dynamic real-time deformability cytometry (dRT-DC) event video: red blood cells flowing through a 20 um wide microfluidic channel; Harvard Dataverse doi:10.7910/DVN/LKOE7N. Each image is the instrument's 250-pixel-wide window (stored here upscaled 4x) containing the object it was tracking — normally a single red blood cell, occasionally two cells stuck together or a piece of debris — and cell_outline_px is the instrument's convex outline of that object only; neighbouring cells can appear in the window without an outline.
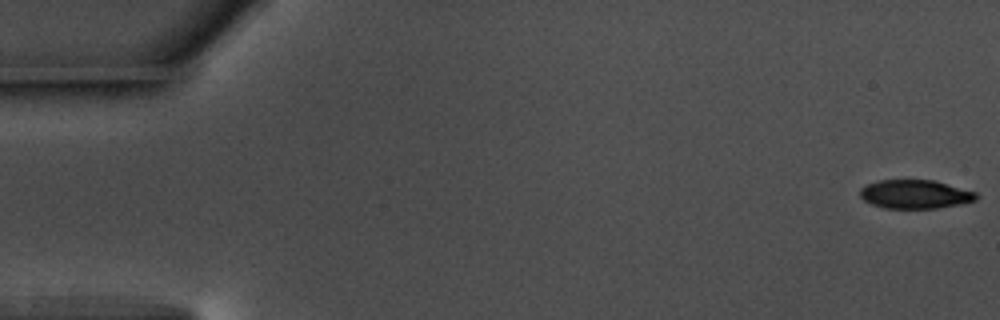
{"species": "common noctule bat (a hibernating species)", "species_latin": "Nyctalus noctula", "temperature_condition": "warm", "stored_images_in_passage": 56, "camera_frame_rate_fps": 3000, "um_per_image_px": 0.085, "animal": {"sex": "male", "body_mass_g": 17.5, "forearm_length_mm": 52.3}, "frame": {"image": 1, "passage_image": 1, "time_ms": 0.0, "image_size_px": [1000, 320], "cell_outline_px": [[980, 196], [976, 200], [936, 208], [884, 208], [872, 204], [864, 200], [860, 196], [860, 188], [868, 184], [880, 180], [936, 180], [976, 192]], "centroid_in_image_um": [77.79, 16.5], "position_along_channel_um": 7.2, "area_um2": 19.36}}
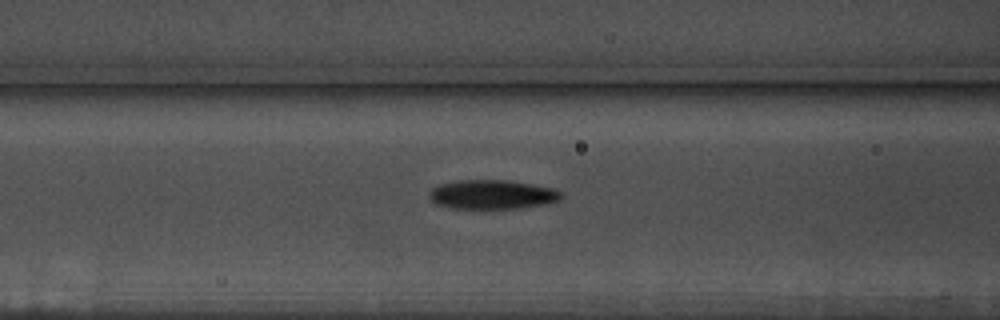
{"frame": {"image": 2, "passage_image": 23, "time_ms": 7.333, "image_size_px": [1000, 320], "cell_outline_px": [[564, 196], [560, 200], [544, 204], [520, 208], [452, 208], [436, 204], [428, 196], [428, 192], [432, 188], [440, 184], [456, 180], [508, 180], [532, 184], [552, 188], [560, 192]], "centroid_in_image_um": [41.82, 16.52], "position_along_channel_um": 124.8, "area_um2": 22.43}}
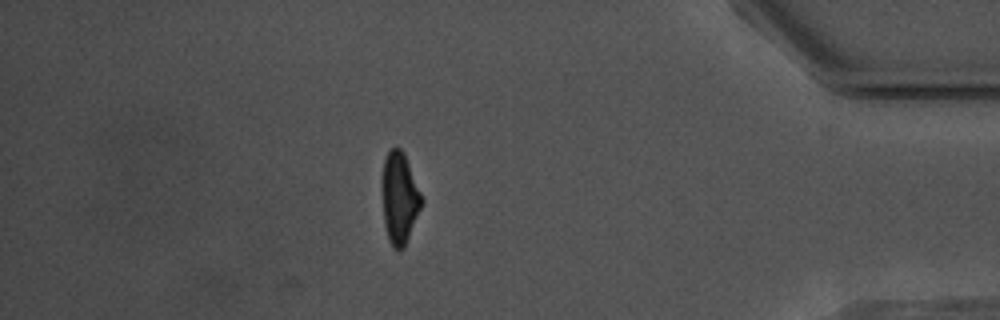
{"frame": {"image": 3, "passage_image": 49, "time_ms": 16.0, "image_size_px": [1000, 320], "cell_outline_px": [[424, 200], [404, 248], [392, 248], [388, 240], [384, 224], [380, 184], [380, 180], [384, 160], [388, 152], [392, 148], [400, 148], [404, 152]], "centroid_in_image_um": [33.93, 16.81], "position_along_channel_um": 401.3, "area_um2": 21.44}, "authors_computed_cell_mechanics": {"area_um2": 21.6461, "velocity_mm_per_s": 3.6626, "shape_relaxation_time_tau1_ms": 2.9461, "shape_relaxation_time_tau2_ms": 4.5957, "deformation_change_tau1": 0.1518, "deformation_change_tau2": 0.1315}}